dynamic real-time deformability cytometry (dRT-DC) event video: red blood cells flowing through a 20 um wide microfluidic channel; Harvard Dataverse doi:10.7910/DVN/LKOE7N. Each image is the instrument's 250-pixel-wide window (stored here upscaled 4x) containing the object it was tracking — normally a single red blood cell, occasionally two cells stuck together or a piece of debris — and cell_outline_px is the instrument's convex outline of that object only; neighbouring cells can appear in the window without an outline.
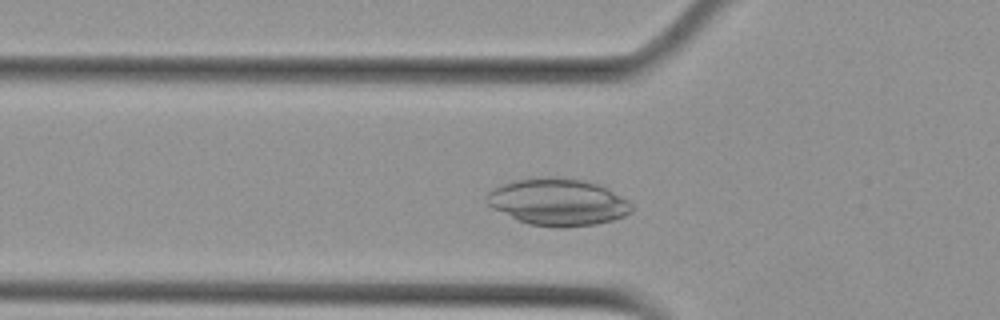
{"species": "Egyptian fruit bat (a non-hibernating species)", "species_latin": "Rousettus aegyptiacus", "temperature_condition": "cold", "stored_images_in_passage": 46, "camera_frame_rate_fps": 3000, "um_per_image_px": 0.085, "animal": {"sex": "female"}, "frame": {"image": 1, "passage_image": 11, "time_ms": 3.333, "image_size_px": [1000, 320], "cell_outline_px": [[632, 212], [624, 216], [612, 220], [596, 224], [560, 228], [556, 228], [528, 224], [492, 208], [488, 204], [488, 192], [492, 188], [516, 180], [552, 176], [556, 176], [580, 180], [596, 184], [608, 188], [628, 200], [632, 204]], "centroid_in_image_um": [47.45, 17.18], "position_along_channel_um": 78.3, "area_um2": 39.48}}
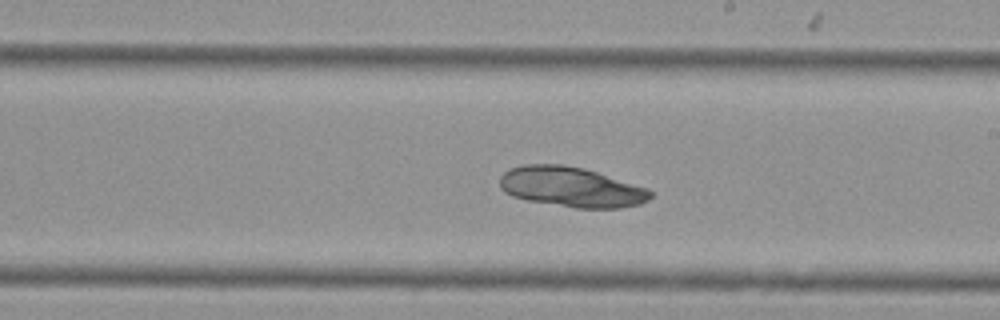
{"frame": {"image": 2, "passage_image": 24, "time_ms": 7.667, "image_size_px": [1000, 320], "cell_outline_px": [[652, 196], [648, 200], [640, 204], [620, 208], [576, 208], [528, 200], [512, 196], [504, 192], [500, 188], [500, 176], [504, 172], [520, 164], [564, 164], [584, 168], [648, 188], [652, 192]], "centroid_in_image_um": [48.55, 15.89], "position_along_channel_um": 240.5, "area_um2": 35.26}}
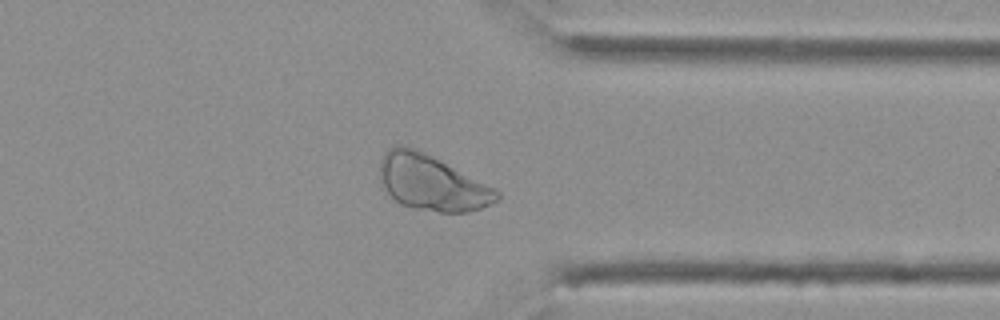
{"frame": {"image": 3, "passage_image": 35, "time_ms": 11.333, "image_size_px": [1000, 320], "cell_outline_px": [[500, 200], [480, 208], [468, 212], [440, 212], [416, 208], [400, 204], [384, 188], [380, 180], [380, 160], [384, 152], [388, 148], [396, 144], [400, 144], [416, 148], [496, 188], [500, 192]], "centroid_in_image_um": [36.7, 15.52], "position_along_channel_um": 374.7, "area_um2": 37.86}}